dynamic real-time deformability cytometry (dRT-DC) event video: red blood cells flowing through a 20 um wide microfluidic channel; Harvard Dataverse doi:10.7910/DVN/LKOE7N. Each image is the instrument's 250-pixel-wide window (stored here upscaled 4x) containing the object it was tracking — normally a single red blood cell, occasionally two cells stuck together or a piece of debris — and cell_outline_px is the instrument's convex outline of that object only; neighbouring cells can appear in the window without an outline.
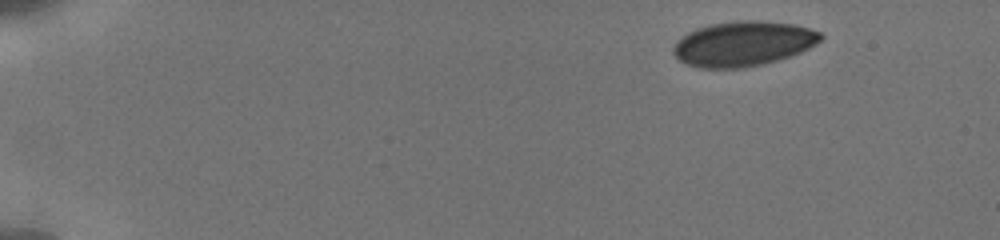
{"species": "human", "species_latin": "Homo sapiens", "temperature_condition": "cold", "stored_images_in_passage": 52, "camera_frame_rate_fps": 3000, "um_per_image_px": 0.085, "donor": {"sex": "male"}, "frame": {"image": 1, "passage_image": 1, "time_ms": 0.0, "image_size_px": [1000, 240], "cell_outline_px": [[824, 36], [816, 44], [800, 52], [764, 64], [744, 68], [700, 68], [688, 64], [680, 60], [672, 52], [672, 48], [676, 40], [688, 32], [696, 28], [708, 24], [740, 20], [756, 20], [792, 24], [808, 28], [820, 32]], "centroid_in_image_um": [63.13, 3.71], "position_along_channel_um": 21.9, "area_um2": 38.55}}
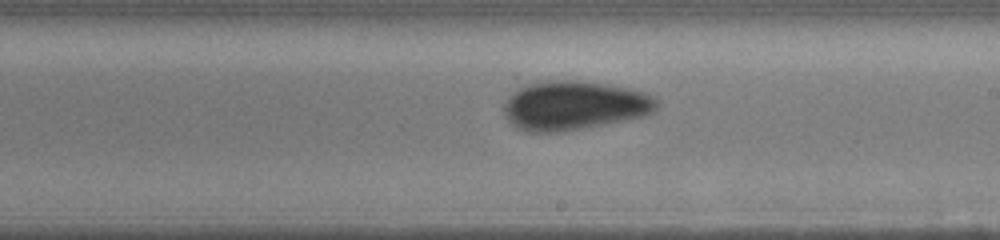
{"frame": {"image": 2, "passage_image": 29, "time_ms": 9.0, "image_size_px": [1000, 240], "cell_outline_px": [[660, 104], [652, 112], [644, 116], [580, 128], [556, 132], [524, 132], [516, 128], [504, 116], [504, 100], [512, 92], [528, 84], [544, 80], [580, 80], [608, 84], [628, 88], [644, 92], [660, 100]], "centroid_in_image_um": [48.77, 8.95], "position_along_channel_um": 240.2, "area_um2": 43.87}}
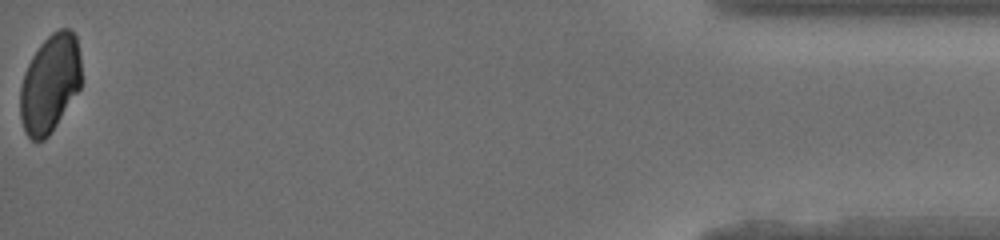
{"frame": {"image": 3, "passage_image": 51, "time_ms": 16.0, "image_size_px": [1000, 240], "cell_outline_px": [[80, 88], [48, 136], [44, 140], [32, 140], [24, 132], [20, 116], [20, 88], [24, 72], [32, 56], [40, 44], [52, 32], [60, 28], [68, 28], [76, 36], [80, 56]], "centroid_in_image_um": [4.22, 7.09], "position_along_channel_um": 431.0, "area_um2": 34.74}, "authors_computed_cell_mechanics": {"area_um2": 39.9398, "velocity_mm_per_s": 3.8455, "shape_relaxation_time_tau1_ms": 5.2283, "shape_relaxation_time_tau2_ms": 1.1199, "deformation_change_tau1": 0.0814, "deformation_change_tau2": 0.0311}}